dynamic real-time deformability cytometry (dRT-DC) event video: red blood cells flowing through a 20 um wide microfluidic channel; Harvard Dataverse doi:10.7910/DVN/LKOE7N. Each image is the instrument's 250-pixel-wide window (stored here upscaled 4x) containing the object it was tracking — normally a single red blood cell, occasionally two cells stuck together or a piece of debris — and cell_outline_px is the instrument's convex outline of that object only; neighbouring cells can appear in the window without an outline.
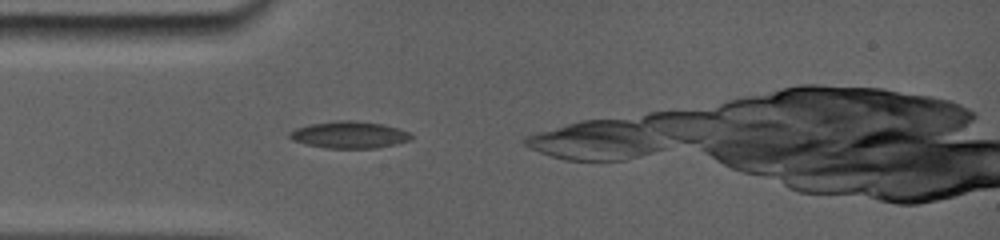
{"species": "common noctule bat (a hibernating species)", "species_latin": "Nyctalus noctula", "temperature_condition": "room temperature", "stored_images_in_passage": 22, "camera_frame_rate_fps": 5000, "um_per_image_px": 0.085, "animal": {"sex": "female", "body_mass_g": 19.0, "forearm_length_mm": 56.7}, "frame": {"image": 1, "passage_image": 1, "time_ms": 0.0, "image_size_px": [1000, 240], "cell_outline_px": [[412, 136], [408, 140], [392, 144], [372, 148], [328, 148], [308, 144], [296, 140], [288, 136], [292, 132], [300, 128], [312, 124], [340, 120], [352, 120], [380, 124], [396, 128], [408, 132]], "centroid_in_image_um": [29.71, 11.45], "position_along_channel_um": 55.3, "area_um2": 18.15}}
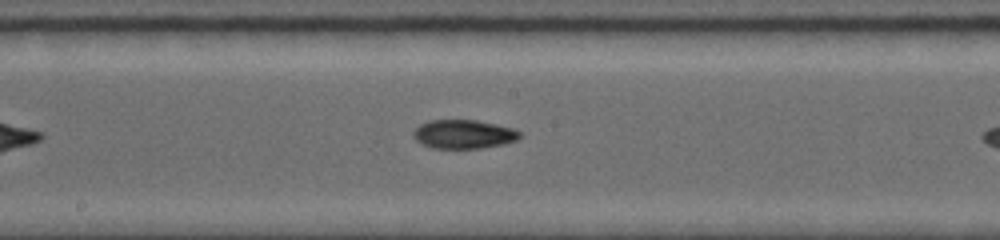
{"frame": {"image": 2, "passage_image": 13, "time_ms": 4.0, "image_size_px": [1000, 240], "cell_outline_px": [[520, 136], [516, 140], [504, 144], [480, 148], [432, 148], [416, 140], [412, 136], [412, 132], [420, 124], [428, 120], [476, 120], [512, 128], [520, 132]], "centroid_in_image_um": [39.38, 11.4], "position_along_channel_um": 208.8, "area_um2": 17.74}}
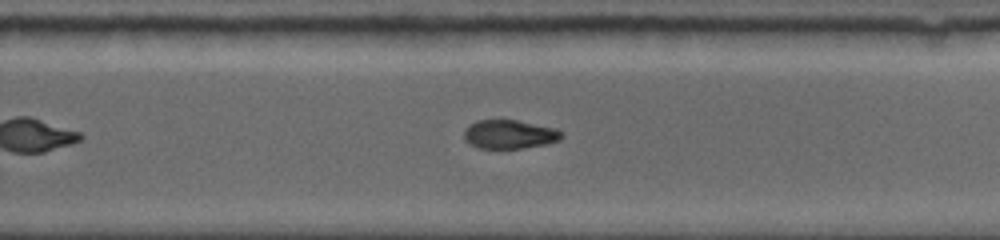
{"frame": {"image": 3, "passage_image": 20, "time_ms": 6.0, "image_size_px": [1000, 240], "cell_outline_px": [[564, 136], [560, 140], [548, 144], [520, 148], [476, 148], [468, 144], [464, 140], [464, 128], [476, 120], [516, 120], [556, 128], [564, 132]], "centroid_in_image_um": [43.3, 11.42], "position_along_channel_um": 286.5, "area_um2": 16.65}}